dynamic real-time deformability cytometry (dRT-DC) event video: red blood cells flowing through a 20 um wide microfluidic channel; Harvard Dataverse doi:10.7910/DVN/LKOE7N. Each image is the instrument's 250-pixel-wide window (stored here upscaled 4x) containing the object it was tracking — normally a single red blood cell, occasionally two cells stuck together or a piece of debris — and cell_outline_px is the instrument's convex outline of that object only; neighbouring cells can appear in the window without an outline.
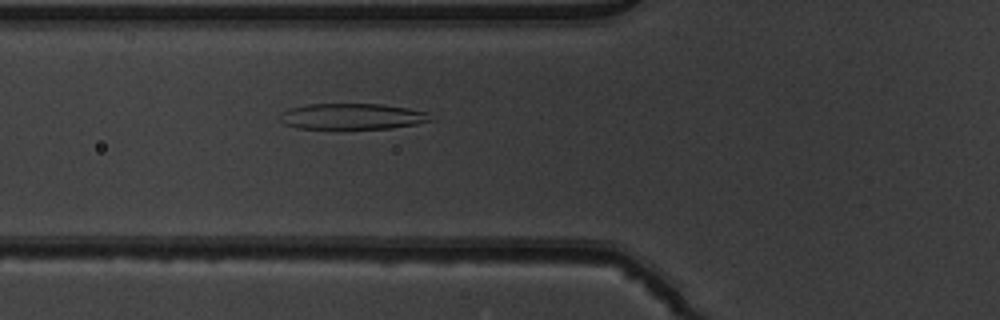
{"species": "common noctule bat (a hibernating species)", "species_latin": "Nyctalus noctula", "temperature_condition": "warm", "stored_images_in_passage": 46, "camera_frame_rate_fps": 3000, "um_per_image_px": 0.085, "animal": {"sex": "male", "body_mass_g": 19.5, "forearm_length_mm": 54.6}, "frame": {"image": 1, "passage_image": 14, "time_ms": 4.333, "image_size_px": [1000, 320], "cell_outline_px": [[432, 120], [416, 124], [392, 128], [296, 128], [284, 124], [276, 116], [280, 112], [288, 108], [308, 104], [380, 104], [408, 108], [428, 112]], "centroid_in_image_um": [29.87, 9.89], "position_along_channel_um": 95.9, "area_um2": 22.83}}
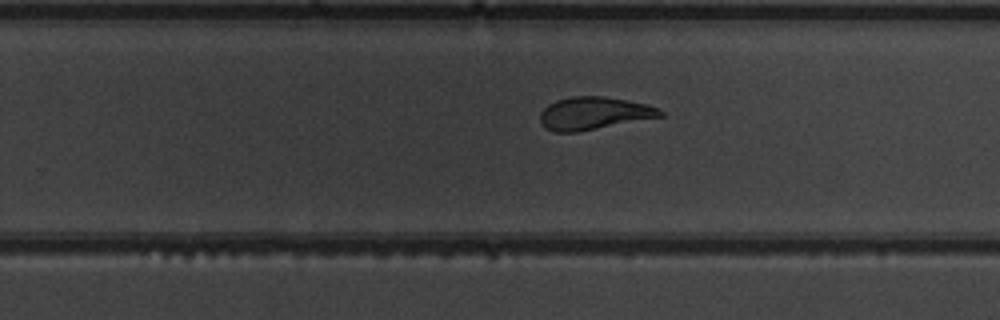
{"frame": {"image": 2, "passage_image": 28, "time_ms": 9.0, "image_size_px": [1000, 320], "cell_outline_px": [[664, 116], [580, 132], [552, 132], [544, 128], [540, 124], [540, 112], [548, 104], [556, 100], [572, 96], [604, 96], [648, 104], [664, 112]], "centroid_in_image_um": [50.45, 9.64], "position_along_channel_um": 279.4, "area_um2": 23.18}}
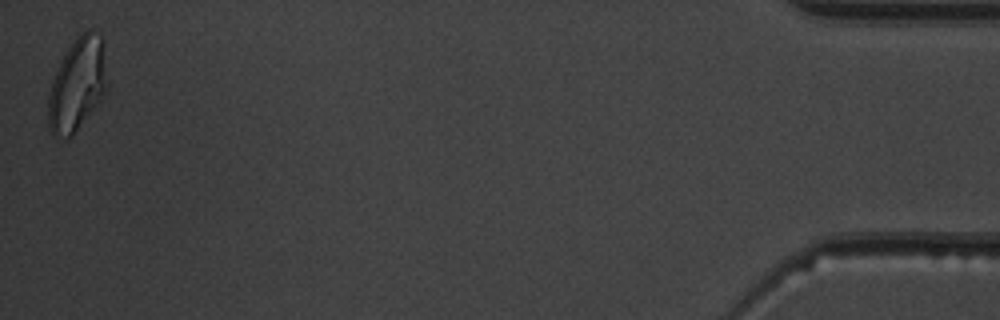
{"frame": {"image": 3, "passage_image": 46, "time_ms": 15.0, "image_size_px": [1000, 320], "cell_outline_px": [[108, 84], [100, 100], [72, 136], [52, 136], [48, 124], [48, 96], [52, 80], [68, 48], [80, 32], [88, 28], [100, 36]], "centroid_in_image_um": [6.55, 7.19], "position_along_channel_um": 428.7, "area_um2": 31.21}, "authors_computed_cell_mechanics": {"area_um2": 24.4783, "velocity_mm_per_s": 3.9356, "shape_relaxation_time_tau1_ms": 6.0653, "shape_relaxation_time_tau2_ms": 1.8027, "deformation_change_tau1": 0.2417, "deformation_change_tau2": 0.1004}}